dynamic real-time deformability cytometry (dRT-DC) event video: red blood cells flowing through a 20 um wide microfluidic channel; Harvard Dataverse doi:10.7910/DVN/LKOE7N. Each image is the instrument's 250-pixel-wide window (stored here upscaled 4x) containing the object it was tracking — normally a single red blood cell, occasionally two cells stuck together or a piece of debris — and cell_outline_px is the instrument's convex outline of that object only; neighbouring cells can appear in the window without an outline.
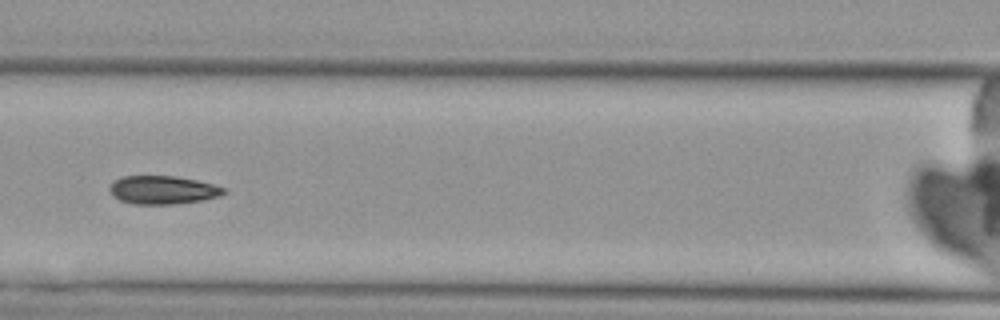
{"species": "Egyptian fruit bat (a non-hibernating species)", "species_latin": "Rousettus aegyptiacus", "temperature_condition": "cold", "stored_images_in_passage": 8, "camera_frame_rate_fps": 3000, "um_per_image_px": 0.085, "animal": {"sex": "female"}, "frame": {"image": 1, "passage_image": 6, "time_ms": 6.667, "image_size_px": [1000, 320], "cell_outline_px": [[228, 192], [204, 200], [176, 204], [132, 204], [120, 200], [112, 196], [108, 188], [112, 180], [124, 176], [176, 176], [196, 180], [212, 184], [224, 188]], "centroid_in_image_um": [13.78, 16.15], "position_along_channel_um": 152.8, "area_um2": 18.96}}
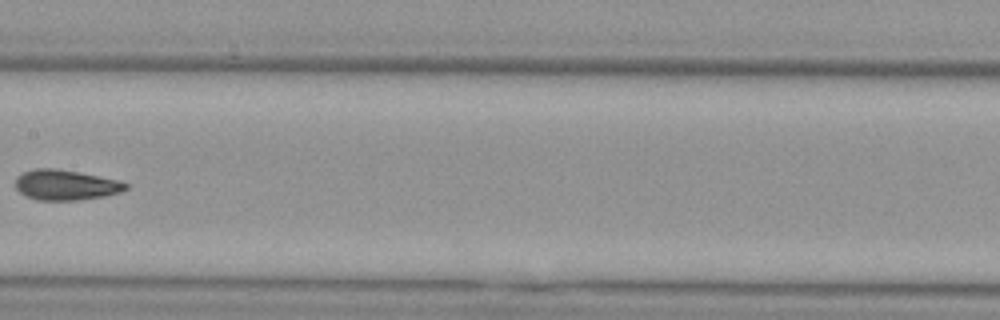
{"frame": {"image": 2, "passage_image": 7, "time_ms": 8.0, "image_size_px": [1000, 320], "cell_outline_px": [[128, 188], [120, 192], [104, 196], [76, 200], [36, 200], [20, 192], [16, 188], [16, 176], [24, 172], [36, 168], [56, 168], [120, 180], [128, 184]], "centroid_in_image_um": [5.59, 15.71], "position_along_channel_um": 201.8, "area_um2": 19.36}}